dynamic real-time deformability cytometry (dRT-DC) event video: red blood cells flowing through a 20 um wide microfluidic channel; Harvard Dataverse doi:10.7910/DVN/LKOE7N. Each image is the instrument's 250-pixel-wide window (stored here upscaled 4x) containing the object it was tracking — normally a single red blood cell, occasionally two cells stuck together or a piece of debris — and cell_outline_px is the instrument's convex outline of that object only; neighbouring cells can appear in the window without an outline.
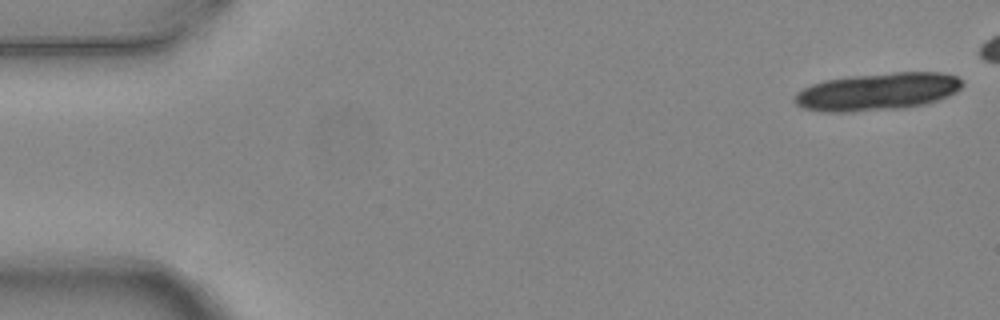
{"species": "common noctule bat (a hibernating species)", "species_latin": "Nyctalus noctula", "temperature_condition": "warm", "stored_images_in_passage": 8, "segment_of_instrument_passage": [1, 2], "camera_frame_rate_fps": 3000, "um_per_image_px": 0.085, "animal": {"sex": "female", "body_mass_g": 24.6, "forearm_length_mm": 56.2}, "frame": {"image": 1, "passage_image": 1, "time_ms": 0.0, "image_size_px": [1000, 320], "cell_outline_px": [[964, 84], [956, 92], [948, 96], [924, 104], [904, 108], [848, 112], [824, 112], [804, 108], [796, 104], [792, 100], [792, 96], [796, 92], [812, 84], [824, 80], [848, 76], [896, 72], [940, 72], [956, 76], [964, 80]], "centroid_in_image_um": [74.56, 7.79], "position_along_channel_um": 10.4, "area_um2": 36.93}}
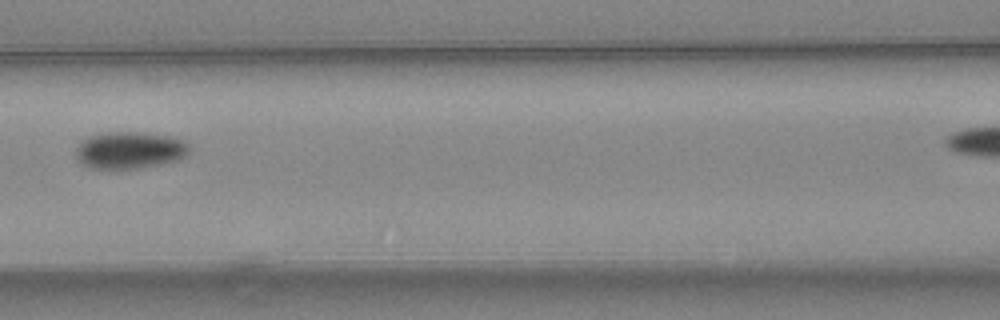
{"frame": {"image": 2, "passage_image": 6, "time_ms": 1.667, "image_size_px": [1000, 320], "cell_outline_px": [[192, 148], [188, 156], [176, 160], [160, 164], [140, 168], [116, 172], [88, 168], [76, 160], [76, 148], [88, 136], [108, 132], [136, 132], [176, 136], [184, 140]], "centroid_in_image_um": [11.03, 12.81], "position_along_channel_um": 155.6, "area_um2": 25.49}}
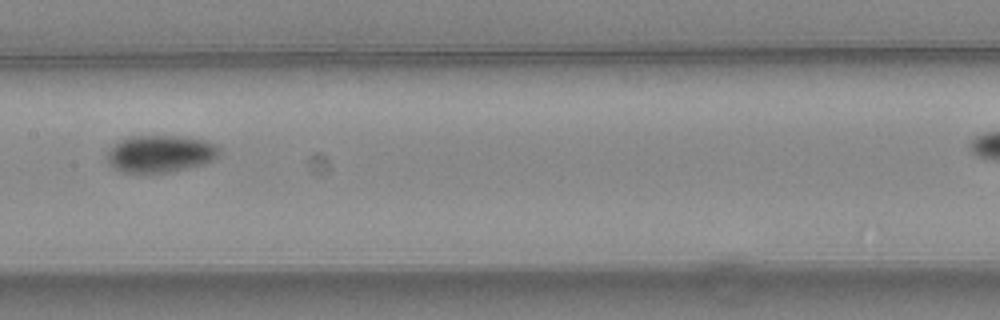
{"frame": {"image": 3, "passage_image": 7, "time_ms": 2.0, "image_size_px": [1000, 320], "cell_outline_px": [[220, 152], [212, 160], [204, 164], [168, 172], [120, 172], [112, 168], [108, 164], [104, 156], [116, 140], [128, 136], [176, 136], [208, 140], [220, 148]], "centroid_in_image_um": [13.55, 13.06], "position_along_channel_um": 193.9, "area_um2": 24.62}}